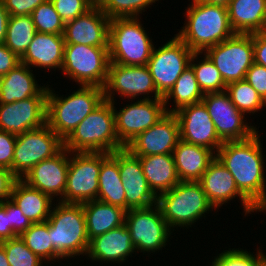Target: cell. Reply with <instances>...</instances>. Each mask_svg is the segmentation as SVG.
I'll use <instances>...</instances> for the list:
<instances>
[{"label": "cell", "instance_id": "cell-37", "mask_svg": "<svg viewBox=\"0 0 266 266\" xmlns=\"http://www.w3.org/2000/svg\"><path fill=\"white\" fill-rule=\"evenodd\" d=\"M225 92L235 107L244 115L256 114L266 107V102L245 79L228 84Z\"/></svg>", "mask_w": 266, "mask_h": 266}, {"label": "cell", "instance_id": "cell-41", "mask_svg": "<svg viewBox=\"0 0 266 266\" xmlns=\"http://www.w3.org/2000/svg\"><path fill=\"white\" fill-rule=\"evenodd\" d=\"M6 251L10 266H43L41 260L24 243L20 236L0 242Z\"/></svg>", "mask_w": 266, "mask_h": 266}, {"label": "cell", "instance_id": "cell-38", "mask_svg": "<svg viewBox=\"0 0 266 266\" xmlns=\"http://www.w3.org/2000/svg\"><path fill=\"white\" fill-rule=\"evenodd\" d=\"M159 0H97L96 4L109 19L140 17L145 9Z\"/></svg>", "mask_w": 266, "mask_h": 266}, {"label": "cell", "instance_id": "cell-9", "mask_svg": "<svg viewBox=\"0 0 266 266\" xmlns=\"http://www.w3.org/2000/svg\"><path fill=\"white\" fill-rule=\"evenodd\" d=\"M136 253H155L167 246L173 231L164 220L157 204L126 211L125 223Z\"/></svg>", "mask_w": 266, "mask_h": 266}, {"label": "cell", "instance_id": "cell-20", "mask_svg": "<svg viewBox=\"0 0 266 266\" xmlns=\"http://www.w3.org/2000/svg\"><path fill=\"white\" fill-rule=\"evenodd\" d=\"M202 186L209 202L217 211L226 203H230L233 199L239 197L244 216L256 212H260L237 188L234 177L226 169V167L215 157L208 165L207 170L198 181Z\"/></svg>", "mask_w": 266, "mask_h": 266}, {"label": "cell", "instance_id": "cell-5", "mask_svg": "<svg viewBox=\"0 0 266 266\" xmlns=\"http://www.w3.org/2000/svg\"><path fill=\"white\" fill-rule=\"evenodd\" d=\"M157 205L172 231L178 227L188 229L199 219H205V213L215 210L198 181H180L157 196Z\"/></svg>", "mask_w": 266, "mask_h": 266}, {"label": "cell", "instance_id": "cell-16", "mask_svg": "<svg viewBox=\"0 0 266 266\" xmlns=\"http://www.w3.org/2000/svg\"><path fill=\"white\" fill-rule=\"evenodd\" d=\"M128 104L117 110L113 102L115 128L118 140L126 146L138 134L155 125L167 112L163 99H129ZM133 102V103H132Z\"/></svg>", "mask_w": 266, "mask_h": 266}, {"label": "cell", "instance_id": "cell-8", "mask_svg": "<svg viewBox=\"0 0 266 266\" xmlns=\"http://www.w3.org/2000/svg\"><path fill=\"white\" fill-rule=\"evenodd\" d=\"M110 64L109 47L65 44L61 72L76 85L103 88Z\"/></svg>", "mask_w": 266, "mask_h": 266}, {"label": "cell", "instance_id": "cell-18", "mask_svg": "<svg viewBox=\"0 0 266 266\" xmlns=\"http://www.w3.org/2000/svg\"><path fill=\"white\" fill-rule=\"evenodd\" d=\"M110 155L119 165L126 197V211L157 204V196L148 186L139 157L133 155L125 147L110 153Z\"/></svg>", "mask_w": 266, "mask_h": 266}, {"label": "cell", "instance_id": "cell-30", "mask_svg": "<svg viewBox=\"0 0 266 266\" xmlns=\"http://www.w3.org/2000/svg\"><path fill=\"white\" fill-rule=\"evenodd\" d=\"M138 157L148 186L156 196L171 190L180 182L173 154Z\"/></svg>", "mask_w": 266, "mask_h": 266}, {"label": "cell", "instance_id": "cell-24", "mask_svg": "<svg viewBox=\"0 0 266 266\" xmlns=\"http://www.w3.org/2000/svg\"><path fill=\"white\" fill-rule=\"evenodd\" d=\"M136 250L133 246L130 231L123 224L121 227L112 229L90 240L86 259L92 262L117 263L126 262L128 257L134 256ZM89 257V258H88Z\"/></svg>", "mask_w": 266, "mask_h": 266}, {"label": "cell", "instance_id": "cell-34", "mask_svg": "<svg viewBox=\"0 0 266 266\" xmlns=\"http://www.w3.org/2000/svg\"><path fill=\"white\" fill-rule=\"evenodd\" d=\"M37 33L31 15L9 16L4 44L21 58Z\"/></svg>", "mask_w": 266, "mask_h": 266}, {"label": "cell", "instance_id": "cell-27", "mask_svg": "<svg viewBox=\"0 0 266 266\" xmlns=\"http://www.w3.org/2000/svg\"><path fill=\"white\" fill-rule=\"evenodd\" d=\"M33 70L20 63L6 75L0 77V104H9L15 101L37 96L44 88L38 84Z\"/></svg>", "mask_w": 266, "mask_h": 266}, {"label": "cell", "instance_id": "cell-4", "mask_svg": "<svg viewBox=\"0 0 266 266\" xmlns=\"http://www.w3.org/2000/svg\"><path fill=\"white\" fill-rule=\"evenodd\" d=\"M124 147L116 134L113 102L106 100L64 140V148L70 152L112 153Z\"/></svg>", "mask_w": 266, "mask_h": 266}, {"label": "cell", "instance_id": "cell-6", "mask_svg": "<svg viewBox=\"0 0 266 266\" xmlns=\"http://www.w3.org/2000/svg\"><path fill=\"white\" fill-rule=\"evenodd\" d=\"M55 203L47 219L55 252L62 259L87 255L90 241L82 204Z\"/></svg>", "mask_w": 266, "mask_h": 266}, {"label": "cell", "instance_id": "cell-52", "mask_svg": "<svg viewBox=\"0 0 266 266\" xmlns=\"http://www.w3.org/2000/svg\"><path fill=\"white\" fill-rule=\"evenodd\" d=\"M199 2H204L212 5H220L227 7L229 5L230 0H196Z\"/></svg>", "mask_w": 266, "mask_h": 266}, {"label": "cell", "instance_id": "cell-12", "mask_svg": "<svg viewBox=\"0 0 266 266\" xmlns=\"http://www.w3.org/2000/svg\"><path fill=\"white\" fill-rule=\"evenodd\" d=\"M205 53L219 70L226 85L244 80L254 63L252 34L235 33Z\"/></svg>", "mask_w": 266, "mask_h": 266}, {"label": "cell", "instance_id": "cell-31", "mask_svg": "<svg viewBox=\"0 0 266 266\" xmlns=\"http://www.w3.org/2000/svg\"><path fill=\"white\" fill-rule=\"evenodd\" d=\"M82 206L89 241L98 235L121 227L125 223L126 210L122 207L98 200L85 202Z\"/></svg>", "mask_w": 266, "mask_h": 266}, {"label": "cell", "instance_id": "cell-14", "mask_svg": "<svg viewBox=\"0 0 266 266\" xmlns=\"http://www.w3.org/2000/svg\"><path fill=\"white\" fill-rule=\"evenodd\" d=\"M104 90L106 101L115 102V95L120 98L163 99L157 92L152 75L147 65L129 66L110 62ZM151 92V93H150ZM152 95V96H151ZM143 96V97H142ZM137 97V98H136Z\"/></svg>", "mask_w": 266, "mask_h": 266}, {"label": "cell", "instance_id": "cell-32", "mask_svg": "<svg viewBox=\"0 0 266 266\" xmlns=\"http://www.w3.org/2000/svg\"><path fill=\"white\" fill-rule=\"evenodd\" d=\"M97 200L122 207L126 210V197L119 172L118 162L110 153L101 152L99 192Z\"/></svg>", "mask_w": 266, "mask_h": 266}, {"label": "cell", "instance_id": "cell-28", "mask_svg": "<svg viewBox=\"0 0 266 266\" xmlns=\"http://www.w3.org/2000/svg\"><path fill=\"white\" fill-rule=\"evenodd\" d=\"M227 10L235 33L266 31V0H230Z\"/></svg>", "mask_w": 266, "mask_h": 266}, {"label": "cell", "instance_id": "cell-36", "mask_svg": "<svg viewBox=\"0 0 266 266\" xmlns=\"http://www.w3.org/2000/svg\"><path fill=\"white\" fill-rule=\"evenodd\" d=\"M190 65L195 72L196 80L204 94L225 91L227 85L219 70L205 53L194 52L190 59Z\"/></svg>", "mask_w": 266, "mask_h": 266}, {"label": "cell", "instance_id": "cell-22", "mask_svg": "<svg viewBox=\"0 0 266 266\" xmlns=\"http://www.w3.org/2000/svg\"><path fill=\"white\" fill-rule=\"evenodd\" d=\"M69 159L70 151L63 148L54 157L36 164L21 180L60 202L67 185Z\"/></svg>", "mask_w": 266, "mask_h": 266}, {"label": "cell", "instance_id": "cell-25", "mask_svg": "<svg viewBox=\"0 0 266 266\" xmlns=\"http://www.w3.org/2000/svg\"><path fill=\"white\" fill-rule=\"evenodd\" d=\"M64 36L36 33L20 63L30 68L61 70L64 55Z\"/></svg>", "mask_w": 266, "mask_h": 266}, {"label": "cell", "instance_id": "cell-19", "mask_svg": "<svg viewBox=\"0 0 266 266\" xmlns=\"http://www.w3.org/2000/svg\"><path fill=\"white\" fill-rule=\"evenodd\" d=\"M174 114L178 119L182 141L217 153L223 141L217 135L214 123L202 102L182 107Z\"/></svg>", "mask_w": 266, "mask_h": 266}, {"label": "cell", "instance_id": "cell-17", "mask_svg": "<svg viewBox=\"0 0 266 266\" xmlns=\"http://www.w3.org/2000/svg\"><path fill=\"white\" fill-rule=\"evenodd\" d=\"M48 86L34 97L0 104V130L15 135L46 124Z\"/></svg>", "mask_w": 266, "mask_h": 266}, {"label": "cell", "instance_id": "cell-42", "mask_svg": "<svg viewBox=\"0 0 266 266\" xmlns=\"http://www.w3.org/2000/svg\"><path fill=\"white\" fill-rule=\"evenodd\" d=\"M64 22L85 14L95 4V0H50Z\"/></svg>", "mask_w": 266, "mask_h": 266}, {"label": "cell", "instance_id": "cell-1", "mask_svg": "<svg viewBox=\"0 0 266 266\" xmlns=\"http://www.w3.org/2000/svg\"><path fill=\"white\" fill-rule=\"evenodd\" d=\"M255 133L243 141H225L216 157L234 177L238 190L261 212H266L265 154ZM264 154V155H263Z\"/></svg>", "mask_w": 266, "mask_h": 266}, {"label": "cell", "instance_id": "cell-50", "mask_svg": "<svg viewBox=\"0 0 266 266\" xmlns=\"http://www.w3.org/2000/svg\"><path fill=\"white\" fill-rule=\"evenodd\" d=\"M17 235L9 228V215H7V200L0 203V242L15 238Z\"/></svg>", "mask_w": 266, "mask_h": 266}, {"label": "cell", "instance_id": "cell-15", "mask_svg": "<svg viewBox=\"0 0 266 266\" xmlns=\"http://www.w3.org/2000/svg\"><path fill=\"white\" fill-rule=\"evenodd\" d=\"M211 117L217 135L225 141H243L259 132L252 123L246 122L245 115L238 110L223 92L206 93L201 101Z\"/></svg>", "mask_w": 266, "mask_h": 266}, {"label": "cell", "instance_id": "cell-2", "mask_svg": "<svg viewBox=\"0 0 266 266\" xmlns=\"http://www.w3.org/2000/svg\"><path fill=\"white\" fill-rule=\"evenodd\" d=\"M185 10L186 20L176 35L193 52H204L235 34L227 7L191 0Z\"/></svg>", "mask_w": 266, "mask_h": 266}, {"label": "cell", "instance_id": "cell-35", "mask_svg": "<svg viewBox=\"0 0 266 266\" xmlns=\"http://www.w3.org/2000/svg\"><path fill=\"white\" fill-rule=\"evenodd\" d=\"M25 245L36 254L44 263L51 261L59 262L63 260L54 250L49 234V224L47 221L32 223V225L20 235Z\"/></svg>", "mask_w": 266, "mask_h": 266}, {"label": "cell", "instance_id": "cell-48", "mask_svg": "<svg viewBox=\"0 0 266 266\" xmlns=\"http://www.w3.org/2000/svg\"><path fill=\"white\" fill-rule=\"evenodd\" d=\"M254 62L266 67V32L252 33Z\"/></svg>", "mask_w": 266, "mask_h": 266}, {"label": "cell", "instance_id": "cell-26", "mask_svg": "<svg viewBox=\"0 0 266 266\" xmlns=\"http://www.w3.org/2000/svg\"><path fill=\"white\" fill-rule=\"evenodd\" d=\"M175 168L180 181H199L216 154L203 146L178 141L173 150Z\"/></svg>", "mask_w": 266, "mask_h": 266}, {"label": "cell", "instance_id": "cell-51", "mask_svg": "<svg viewBox=\"0 0 266 266\" xmlns=\"http://www.w3.org/2000/svg\"><path fill=\"white\" fill-rule=\"evenodd\" d=\"M9 12L5 9L4 4L0 0V44L5 42Z\"/></svg>", "mask_w": 266, "mask_h": 266}, {"label": "cell", "instance_id": "cell-44", "mask_svg": "<svg viewBox=\"0 0 266 266\" xmlns=\"http://www.w3.org/2000/svg\"><path fill=\"white\" fill-rule=\"evenodd\" d=\"M7 215H9V228L20 236L32 223L23 215L20 208L9 198L7 199Z\"/></svg>", "mask_w": 266, "mask_h": 266}, {"label": "cell", "instance_id": "cell-13", "mask_svg": "<svg viewBox=\"0 0 266 266\" xmlns=\"http://www.w3.org/2000/svg\"><path fill=\"white\" fill-rule=\"evenodd\" d=\"M193 53L176 34L158 49L154 46L147 67L157 92L162 97L169 92L190 65Z\"/></svg>", "mask_w": 266, "mask_h": 266}, {"label": "cell", "instance_id": "cell-11", "mask_svg": "<svg viewBox=\"0 0 266 266\" xmlns=\"http://www.w3.org/2000/svg\"><path fill=\"white\" fill-rule=\"evenodd\" d=\"M101 152H70L67 185L60 202L83 204L97 200Z\"/></svg>", "mask_w": 266, "mask_h": 266}, {"label": "cell", "instance_id": "cell-21", "mask_svg": "<svg viewBox=\"0 0 266 266\" xmlns=\"http://www.w3.org/2000/svg\"><path fill=\"white\" fill-rule=\"evenodd\" d=\"M179 140L178 119L174 113H166L155 125L138 134L125 148L135 156L173 154Z\"/></svg>", "mask_w": 266, "mask_h": 266}, {"label": "cell", "instance_id": "cell-47", "mask_svg": "<svg viewBox=\"0 0 266 266\" xmlns=\"http://www.w3.org/2000/svg\"><path fill=\"white\" fill-rule=\"evenodd\" d=\"M20 64V58L4 43L0 44V77Z\"/></svg>", "mask_w": 266, "mask_h": 266}, {"label": "cell", "instance_id": "cell-40", "mask_svg": "<svg viewBox=\"0 0 266 266\" xmlns=\"http://www.w3.org/2000/svg\"><path fill=\"white\" fill-rule=\"evenodd\" d=\"M31 17L38 33L63 35L65 22L56 12L50 0H46L35 8Z\"/></svg>", "mask_w": 266, "mask_h": 266}, {"label": "cell", "instance_id": "cell-43", "mask_svg": "<svg viewBox=\"0 0 266 266\" xmlns=\"http://www.w3.org/2000/svg\"><path fill=\"white\" fill-rule=\"evenodd\" d=\"M17 135L0 130V167L11 170Z\"/></svg>", "mask_w": 266, "mask_h": 266}, {"label": "cell", "instance_id": "cell-10", "mask_svg": "<svg viewBox=\"0 0 266 266\" xmlns=\"http://www.w3.org/2000/svg\"><path fill=\"white\" fill-rule=\"evenodd\" d=\"M64 148V141L45 124L17 135L11 172L21 179L43 160L54 157Z\"/></svg>", "mask_w": 266, "mask_h": 266}, {"label": "cell", "instance_id": "cell-3", "mask_svg": "<svg viewBox=\"0 0 266 266\" xmlns=\"http://www.w3.org/2000/svg\"><path fill=\"white\" fill-rule=\"evenodd\" d=\"M48 85L46 124L63 141L80 122L105 100L103 88L79 85L68 96L58 95Z\"/></svg>", "mask_w": 266, "mask_h": 266}, {"label": "cell", "instance_id": "cell-45", "mask_svg": "<svg viewBox=\"0 0 266 266\" xmlns=\"http://www.w3.org/2000/svg\"><path fill=\"white\" fill-rule=\"evenodd\" d=\"M245 80L266 102V67L254 62L246 72Z\"/></svg>", "mask_w": 266, "mask_h": 266}, {"label": "cell", "instance_id": "cell-23", "mask_svg": "<svg viewBox=\"0 0 266 266\" xmlns=\"http://www.w3.org/2000/svg\"><path fill=\"white\" fill-rule=\"evenodd\" d=\"M110 21L111 19L95 4L85 14L65 22V44L109 47Z\"/></svg>", "mask_w": 266, "mask_h": 266}, {"label": "cell", "instance_id": "cell-33", "mask_svg": "<svg viewBox=\"0 0 266 266\" xmlns=\"http://www.w3.org/2000/svg\"><path fill=\"white\" fill-rule=\"evenodd\" d=\"M204 95L196 80L195 72L192 66L189 65L179 76L169 92L163 97L166 112L175 113L182 107L199 103L202 101ZM171 99L174 102V105H171L172 107L170 106L171 103H169L172 101Z\"/></svg>", "mask_w": 266, "mask_h": 266}, {"label": "cell", "instance_id": "cell-7", "mask_svg": "<svg viewBox=\"0 0 266 266\" xmlns=\"http://www.w3.org/2000/svg\"><path fill=\"white\" fill-rule=\"evenodd\" d=\"M140 20H142L141 17L111 19L110 62L129 66L147 65L155 44Z\"/></svg>", "mask_w": 266, "mask_h": 266}, {"label": "cell", "instance_id": "cell-53", "mask_svg": "<svg viewBox=\"0 0 266 266\" xmlns=\"http://www.w3.org/2000/svg\"><path fill=\"white\" fill-rule=\"evenodd\" d=\"M0 266H10L7 260L6 251L1 244H0Z\"/></svg>", "mask_w": 266, "mask_h": 266}, {"label": "cell", "instance_id": "cell-46", "mask_svg": "<svg viewBox=\"0 0 266 266\" xmlns=\"http://www.w3.org/2000/svg\"><path fill=\"white\" fill-rule=\"evenodd\" d=\"M9 15H31L46 0H1Z\"/></svg>", "mask_w": 266, "mask_h": 266}, {"label": "cell", "instance_id": "cell-29", "mask_svg": "<svg viewBox=\"0 0 266 266\" xmlns=\"http://www.w3.org/2000/svg\"><path fill=\"white\" fill-rule=\"evenodd\" d=\"M10 199L31 223L47 221L55 204L50 196L29 186L21 179L15 181Z\"/></svg>", "mask_w": 266, "mask_h": 266}, {"label": "cell", "instance_id": "cell-49", "mask_svg": "<svg viewBox=\"0 0 266 266\" xmlns=\"http://www.w3.org/2000/svg\"><path fill=\"white\" fill-rule=\"evenodd\" d=\"M17 179L11 170L0 167V203L10 198L13 185Z\"/></svg>", "mask_w": 266, "mask_h": 266}, {"label": "cell", "instance_id": "cell-39", "mask_svg": "<svg viewBox=\"0 0 266 266\" xmlns=\"http://www.w3.org/2000/svg\"><path fill=\"white\" fill-rule=\"evenodd\" d=\"M257 247L256 254L242 248H228L214 256L210 266H266V253Z\"/></svg>", "mask_w": 266, "mask_h": 266}]
</instances>
